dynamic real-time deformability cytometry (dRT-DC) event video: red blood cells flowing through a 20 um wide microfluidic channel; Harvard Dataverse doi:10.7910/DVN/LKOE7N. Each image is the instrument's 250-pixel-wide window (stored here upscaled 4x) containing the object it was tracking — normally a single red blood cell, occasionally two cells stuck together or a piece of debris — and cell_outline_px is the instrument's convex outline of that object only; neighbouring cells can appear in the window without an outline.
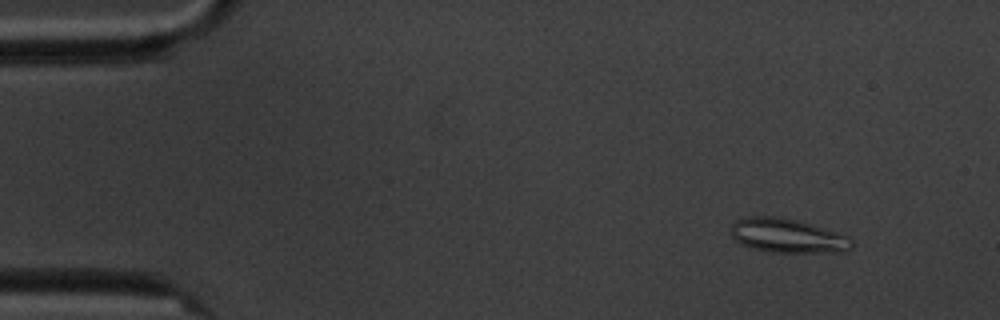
{"species": "common noctule bat (a hibernating species)", "species_latin": "Nyctalus noctula", "temperature_condition": "cold", "stored_images_in_passage": 5, "camera_frame_rate_fps": 3000, "um_per_image_px": 0.085, "animal": {"sex": "male", "body_mass_g": 20.1, "forearm_length_mm": 53.5}, "frame": {"image": 1, "passage_image": 2, "time_ms": 1.0, "image_size_px": [1000, 320], "cell_outline_px": [[852, 248], [844, 252], [772, 252], [752, 248], [736, 240], [732, 236], [732, 224], [736, 220], [748, 216], [776, 216], [796, 220], [812, 224], [840, 232], [848, 236], [852, 240]], "centroid_in_image_um": [66.99, 20.03], "position_along_channel_um": 18.0, "area_um2": 24.04}}
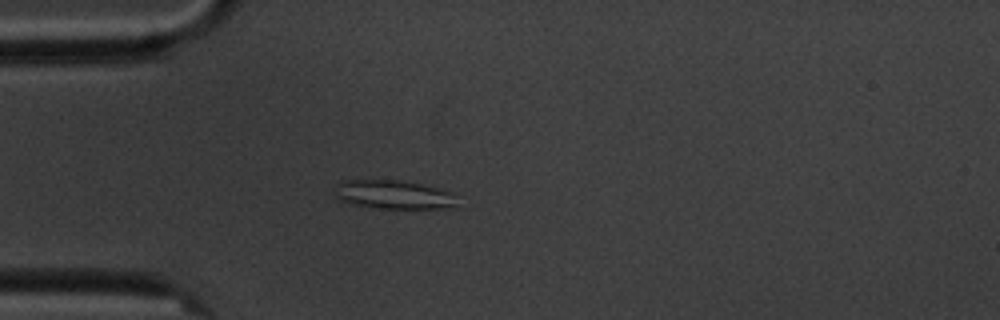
{"frame": {"image": 2, "passage_image": 5, "time_ms": 4.333, "image_size_px": [1000, 320], "cell_outline_px": [[464, 208], [380, 208], [352, 204], [340, 200], [332, 196], [336, 184], [340, 180], [396, 180], [420, 184], [452, 192], [460, 196]], "centroid_in_image_um": [33.56, 16.56], "position_along_channel_um": 51.4, "area_um2": 21.21}}